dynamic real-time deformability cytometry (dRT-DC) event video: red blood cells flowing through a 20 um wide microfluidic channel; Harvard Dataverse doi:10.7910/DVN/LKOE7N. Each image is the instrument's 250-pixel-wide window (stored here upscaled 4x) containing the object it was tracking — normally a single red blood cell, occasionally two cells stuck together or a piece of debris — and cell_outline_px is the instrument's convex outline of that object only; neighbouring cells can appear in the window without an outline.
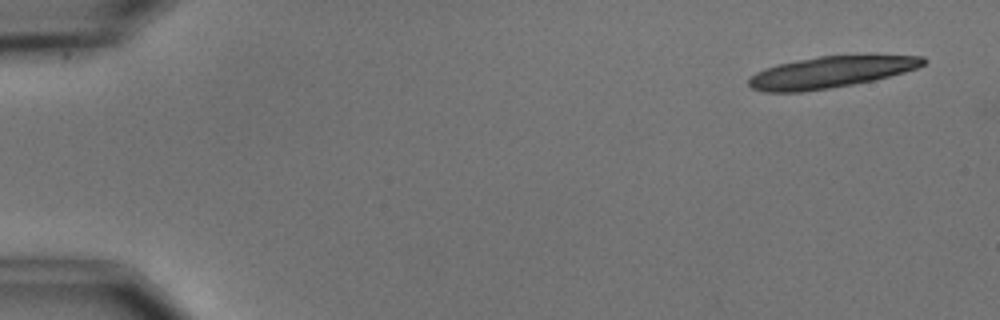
{"species": "common noctule bat (a hibernating species)", "species_latin": "Nyctalus noctula", "temperature_condition": "cold", "stored_images_in_passage": 5, "camera_frame_rate_fps": 3000, "um_per_image_px": 0.085, "animal": {"sex": "male", "body_mass_g": 15.6}, "frame": {"image": 1, "passage_image": 1, "time_ms": 0.0, "image_size_px": [1000, 320], "cell_outline_px": [[928, 60], [924, 64], [916, 68], [904, 72], [872, 80], [852, 84], [804, 92], [764, 92], [752, 88], [748, 84], [748, 80], [756, 72], [764, 68], [776, 64], [820, 56], [924, 56]], "centroid_in_image_um": [70.55, 6.14], "position_along_channel_um": 14.5, "area_um2": 31.5}}